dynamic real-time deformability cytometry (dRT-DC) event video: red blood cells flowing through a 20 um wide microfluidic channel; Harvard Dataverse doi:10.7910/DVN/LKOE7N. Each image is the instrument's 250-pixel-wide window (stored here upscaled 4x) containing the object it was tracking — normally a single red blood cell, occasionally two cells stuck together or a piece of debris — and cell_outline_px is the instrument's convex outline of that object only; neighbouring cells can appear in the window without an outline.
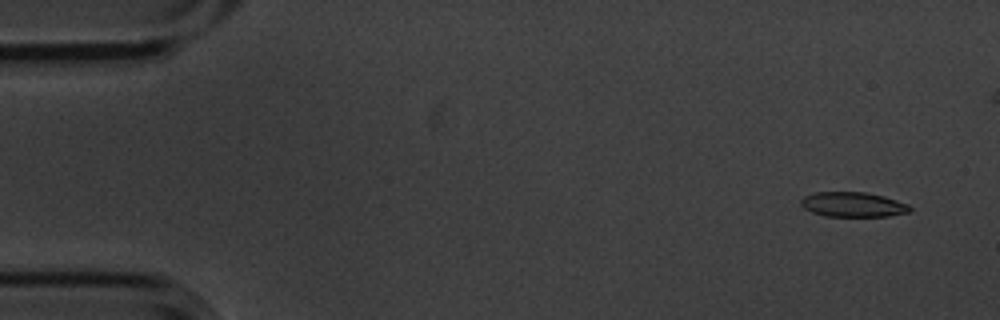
{"species": "common noctule bat (a hibernating species)", "species_latin": "Nyctalus noctula", "temperature_condition": "cold", "stored_images_in_passage": 8, "segment_of_instrument_passage": [1, 2], "camera_frame_rate_fps": 3000, "um_per_image_px": 0.085, "animal": {"sex": "male", "body_mass_g": 20.1, "forearm_length_mm": 53.5}, "frame": {"image": 1, "passage_image": 1, "time_ms": 0.0, "image_size_px": [1000, 320], "cell_outline_px": [[912, 208], [908, 212], [888, 216], [824, 216], [812, 212], [804, 208], [800, 204], [800, 200], [804, 196], [816, 192], [864, 192], [884, 196], [908, 204]], "centroid_in_image_um": [72.48, 17.38], "position_along_channel_um": 12.5, "area_um2": 15.72}}
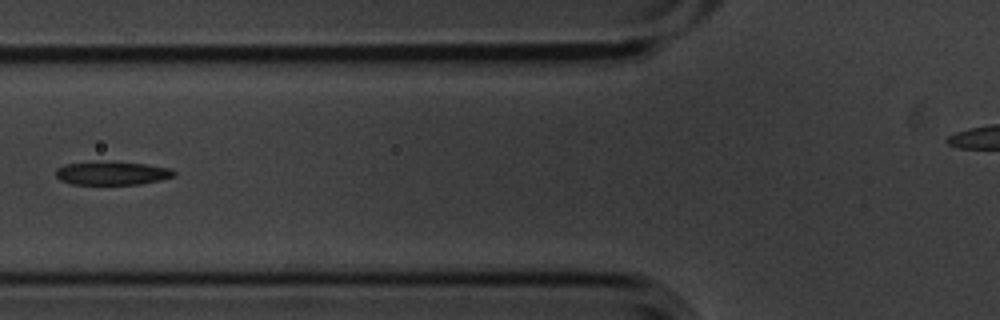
{"frame": {"image": 2, "passage_image": 6, "time_ms": 1.667, "image_size_px": [1000, 320], "cell_outline_px": [[176, 176], [160, 180], [140, 184], [72, 184], [60, 180], [56, 176], [56, 168], [64, 164], [92, 160], [144, 164], [172, 168], [176, 172]], "centroid_in_image_um": [9.5, 14.7], "position_along_channel_um": 116.3, "area_um2": 16.47}}
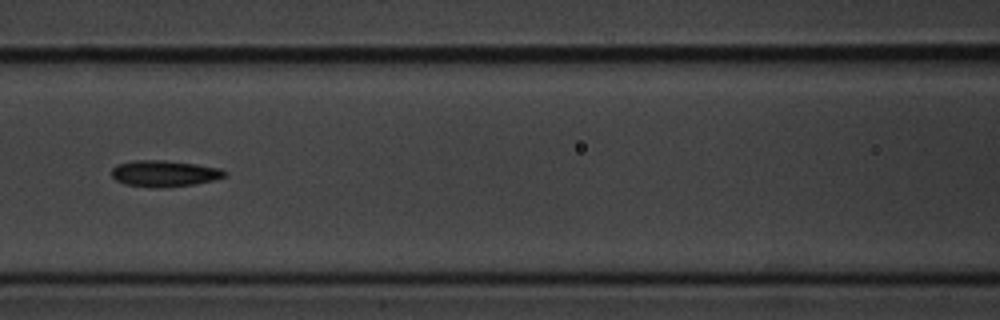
{"frame": {"image": 3, "passage_image": 7, "time_ms": 2.0, "image_size_px": [1000, 320], "cell_outline_px": [[228, 176], [216, 180], [192, 184], [160, 188], [152, 188], [124, 184], [116, 180], [112, 176], [112, 168], [116, 164], [132, 160], [164, 160], [196, 164], [220, 168], [228, 172]], "centroid_in_image_um": [13.98, 14.75], "position_along_channel_um": 152.6, "area_um2": 17.57}}